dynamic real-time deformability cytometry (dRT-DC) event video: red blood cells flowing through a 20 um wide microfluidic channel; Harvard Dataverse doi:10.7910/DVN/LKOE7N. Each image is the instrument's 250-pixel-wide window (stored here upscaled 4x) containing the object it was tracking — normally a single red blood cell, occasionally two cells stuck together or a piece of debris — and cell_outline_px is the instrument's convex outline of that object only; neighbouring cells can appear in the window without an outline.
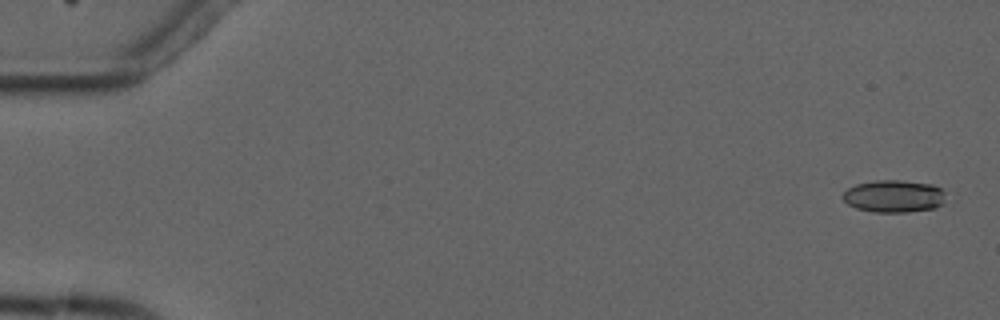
{"species": "common noctule bat (a hibernating species)", "species_latin": "Nyctalus noctula", "temperature_condition": "cold", "stored_images_in_passage": 4, "camera_frame_rate_fps": 3000, "um_per_image_px": 0.085, "animal": {"sex": "male", "forearm_length_mm": 52.5}, "frame": {"image": 1, "passage_image": 1, "time_ms": 0.0, "image_size_px": [1000, 320], "cell_outline_px": [[944, 204], [936, 208], [908, 212], [872, 212], [856, 208], [848, 204], [840, 196], [848, 188], [856, 184], [876, 180], [900, 180], [932, 184], [940, 188], [944, 192]], "centroid_in_image_um": [75.98, 16.68], "position_along_channel_um": 9.0, "area_um2": 19.59}}